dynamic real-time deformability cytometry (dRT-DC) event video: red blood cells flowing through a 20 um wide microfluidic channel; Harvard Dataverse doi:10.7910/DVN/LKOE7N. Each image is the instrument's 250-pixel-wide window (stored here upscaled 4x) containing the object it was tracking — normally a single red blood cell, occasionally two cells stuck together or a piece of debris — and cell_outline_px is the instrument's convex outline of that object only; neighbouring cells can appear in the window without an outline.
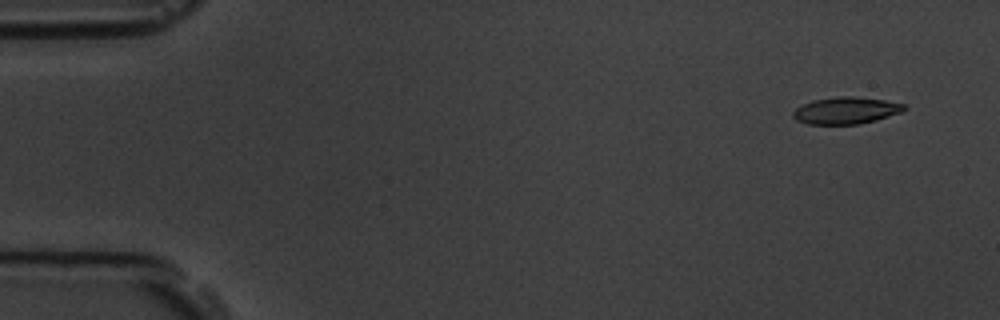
{"species": "common noctule bat (a hibernating species)", "species_latin": "Nyctalus noctula", "temperature_condition": "room temperature", "stored_images_in_passage": 9, "camera_frame_rate_fps": 3000, "um_per_image_px": 0.085, "animal": {"sex": "male", "body_mass_g": 19.5, "forearm_length_mm": 54.6}, "frame": {"image": 1, "passage_image": 1, "time_ms": 0.0, "image_size_px": [1000, 320], "cell_outline_px": [[904, 108], [900, 112], [876, 120], [860, 124], [808, 124], [796, 120], [792, 116], [792, 112], [796, 108], [812, 100], [836, 96], [852, 96], [884, 100], [904, 104]], "centroid_in_image_um": [71.85, 9.39], "position_along_channel_um": 13.1, "area_um2": 17.28}}
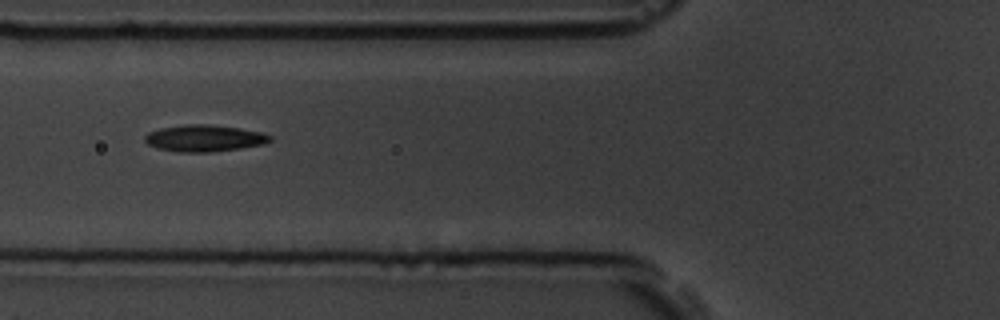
{"frame": {"image": 2, "passage_image": 6, "time_ms": 5.667, "image_size_px": [1000, 320], "cell_outline_px": [[272, 140], [264, 144], [240, 148], [212, 152], [180, 152], [156, 148], [148, 144], [144, 140], [144, 136], [148, 132], [160, 128], [184, 124], [208, 124], [240, 128], [264, 132], [272, 136]], "centroid_in_image_um": [17.38, 11.74], "position_along_channel_um": 108.4, "area_um2": 19.65}}
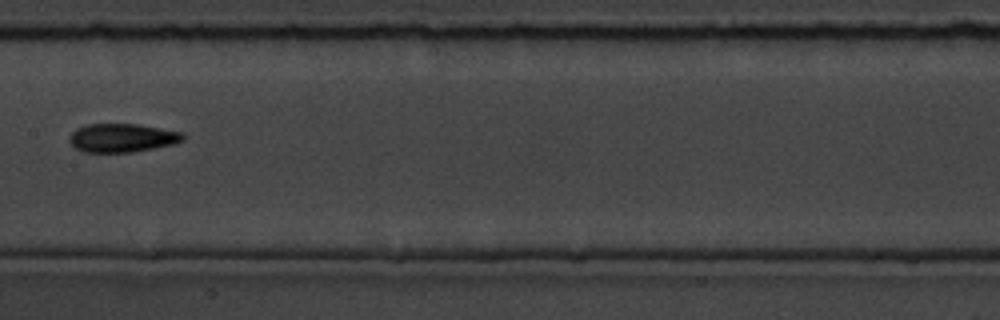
{"frame": {"image": 3, "passage_image": 8, "time_ms": 8.0, "image_size_px": [1000, 320], "cell_outline_px": [[184, 140], [176, 144], [128, 152], [84, 152], [76, 148], [68, 140], [68, 136], [76, 128], [84, 124], [140, 124], [184, 132]], "centroid_in_image_um": [10.39, 11.7], "position_along_channel_um": 197.0, "area_um2": 19.07}}